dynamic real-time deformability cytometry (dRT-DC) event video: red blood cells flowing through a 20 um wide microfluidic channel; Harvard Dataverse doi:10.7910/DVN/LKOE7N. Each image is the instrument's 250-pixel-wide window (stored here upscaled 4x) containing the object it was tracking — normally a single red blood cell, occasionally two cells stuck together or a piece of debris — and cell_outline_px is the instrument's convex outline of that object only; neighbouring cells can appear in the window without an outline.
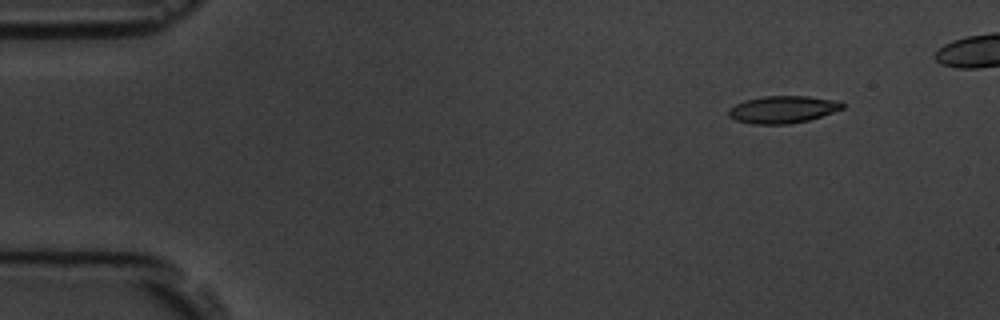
{"species": "common noctule bat (a hibernating species)", "species_latin": "Nyctalus noctula", "temperature_condition": "room temperature", "stored_images_in_passage": 5, "camera_frame_rate_fps": 3000, "um_per_image_px": 0.085, "animal": {"sex": "male", "body_mass_g": 19.5, "forearm_length_mm": 54.6}, "frame": {"image": 1, "passage_image": 1, "time_ms": 0.0, "image_size_px": [1000, 320], "cell_outline_px": [[844, 108], [808, 120], [788, 124], [752, 124], [736, 120], [728, 116], [728, 108], [744, 100], [764, 96], [808, 96], [840, 100], [844, 104]], "centroid_in_image_um": [66.53, 9.29], "position_along_channel_um": 18.5, "area_um2": 18.15}}